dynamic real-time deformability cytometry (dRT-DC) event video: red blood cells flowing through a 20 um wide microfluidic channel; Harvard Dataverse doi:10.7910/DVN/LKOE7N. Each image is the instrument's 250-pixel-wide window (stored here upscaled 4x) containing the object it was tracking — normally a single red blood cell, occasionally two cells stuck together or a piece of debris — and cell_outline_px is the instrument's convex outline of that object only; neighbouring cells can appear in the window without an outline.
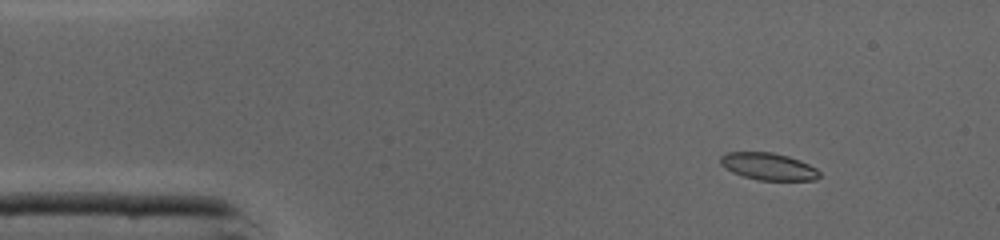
{"species": "common noctule bat (a hibernating species)", "species_latin": "Nyctalus noctula", "temperature_condition": "cold", "stored_images_in_passage": 41, "camera_frame_rate_fps": 3000, "um_per_image_px": 0.085, "animal": {"sex": "male", "body_mass_g": 19.0, "forearm_length_mm": 50.8}, "frame": {"image": 1, "passage_image": 1, "time_ms": 0.0, "image_size_px": [1000, 240], "cell_outline_px": [[820, 176], [816, 180], [756, 180], [732, 172], [720, 164], [720, 156], [728, 152], [772, 152], [788, 156], [800, 160], [816, 168], [820, 172]], "centroid_in_image_um": [65.32, 14.15], "position_along_channel_um": 19.7, "area_um2": 15.66}}
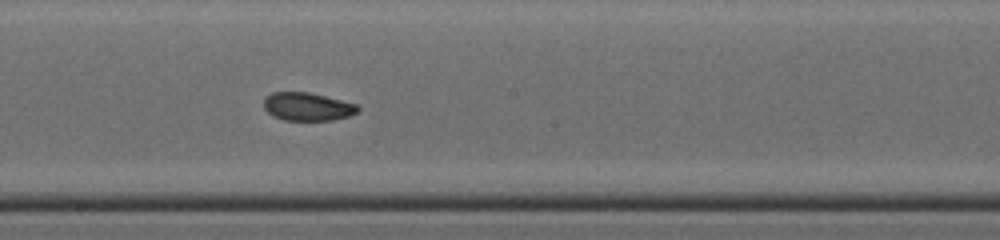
{"frame": {"image": 2, "passage_image": 20, "time_ms": 6.333, "image_size_px": [1000, 240], "cell_outline_px": [[360, 108], [356, 112], [348, 116], [332, 120], [284, 120], [272, 116], [264, 108], [264, 100], [272, 92], [308, 92], [356, 104]], "centroid_in_image_um": [26.11, 9.07], "position_along_channel_um": 222.1, "area_um2": 15.2}}
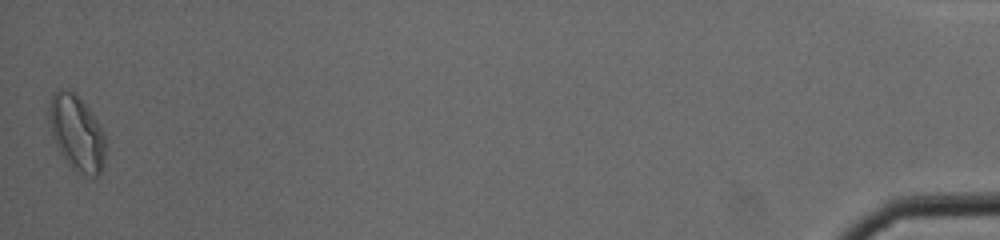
{"frame": {"image": 3, "passage_image": 41, "time_ms": 13.333, "image_size_px": [1000, 240], "cell_outline_px": [[104, 160], [100, 172], [96, 176], [88, 176], [72, 168], [68, 164], [60, 152], [52, 136], [48, 120], [48, 100], [52, 92], [60, 88], [68, 88], [88, 108], [96, 120], [104, 136]], "centroid_in_image_um": [6.46, 11.26], "position_along_channel_um": 428.7, "area_um2": 24.62}, "authors_computed_cell_mechanics": {"area_um2": 16.2418, "velocity_mm_per_s": 4.3594, "shape_relaxation_time_tau1_ms": null, "shape_relaxation_time_tau2_ms": 1.9983, "deformation_change_tau1": null, "deformation_change_tau2": 0.0472}}